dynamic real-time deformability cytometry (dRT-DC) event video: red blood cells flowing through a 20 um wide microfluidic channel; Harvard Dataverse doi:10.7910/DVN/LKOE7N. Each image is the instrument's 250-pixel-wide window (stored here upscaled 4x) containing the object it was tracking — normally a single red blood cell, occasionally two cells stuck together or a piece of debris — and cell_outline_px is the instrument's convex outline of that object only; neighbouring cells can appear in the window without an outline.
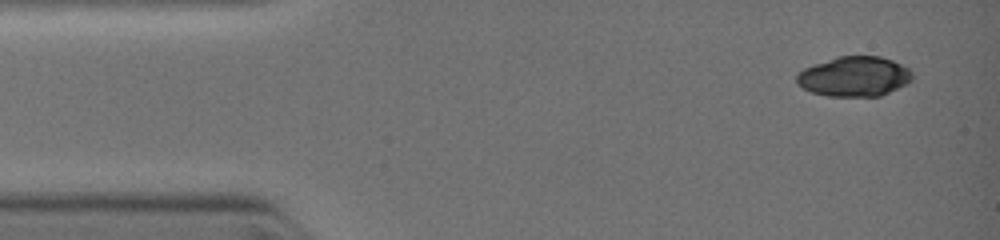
{"species": "common noctule bat (a hibernating species)", "species_latin": "Nyctalus noctula", "temperature_condition": "warm", "stored_images_in_passage": 10, "camera_frame_rate_fps": 3000, "um_per_image_px": 0.085, "animal": {"sex": "female", "body_mass_g": 19.0, "forearm_length_mm": 51.5}, "frame": {"image": 1, "passage_image": 1, "time_ms": 0.0, "image_size_px": [1000, 240], "cell_outline_px": [[912, 80], [880, 96], [828, 96], [812, 92], [796, 84], [796, 76], [804, 68], [836, 56], [880, 56], [892, 60], [908, 68], [912, 72]], "centroid_in_image_um": [72.59, 6.49], "position_along_channel_um": 12.4, "area_um2": 26.7}}
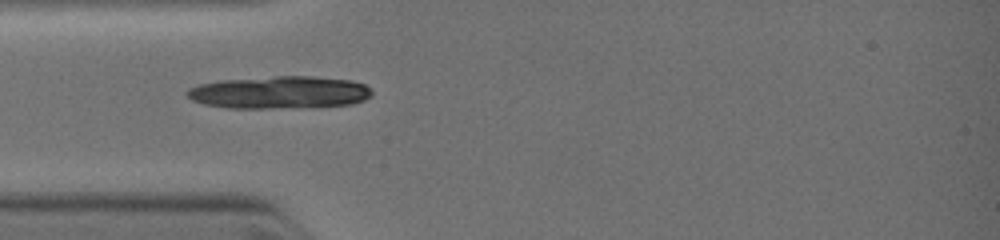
{"frame": {"image": 2, "passage_image": 5, "time_ms": 2.667, "image_size_px": [1000, 240], "cell_outline_px": [[372, 96], [364, 100], [352, 104], [268, 108], [228, 108], [204, 104], [192, 100], [184, 92], [188, 88], [200, 84], [220, 80], [276, 76], [312, 76], [352, 80], [364, 84], [372, 88]], "centroid_in_image_um": [23.75, 7.84], "position_along_channel_um": 61.2, "area_um2": 34.97}}
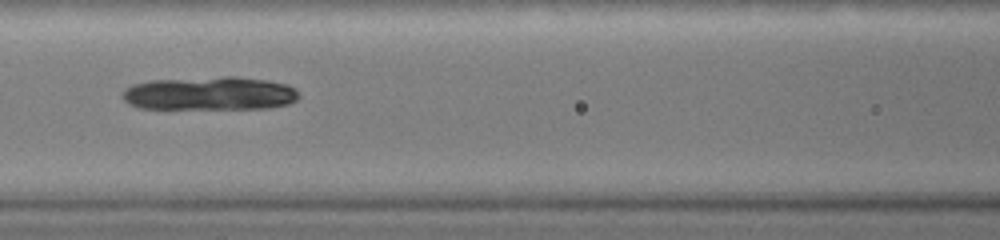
{"frame": {"image": 3, "passage_image": 8, "time_ms": 4.333, "image_size_px": [1000, 240], "cell_outline_px": [[300, 96], [296, 100], [288, 104], [268, 108], [140, 108], [128, 104], [120, 96], [124, 88], [132, 84], [152, 80], [224, 76], [232, 76], [268, 80], [288, 84], [296, 88]], "centroid_in_image_um": [17.83, 7.93], "position_along_channel_um": 148.8, "area_um2": 34.68}}